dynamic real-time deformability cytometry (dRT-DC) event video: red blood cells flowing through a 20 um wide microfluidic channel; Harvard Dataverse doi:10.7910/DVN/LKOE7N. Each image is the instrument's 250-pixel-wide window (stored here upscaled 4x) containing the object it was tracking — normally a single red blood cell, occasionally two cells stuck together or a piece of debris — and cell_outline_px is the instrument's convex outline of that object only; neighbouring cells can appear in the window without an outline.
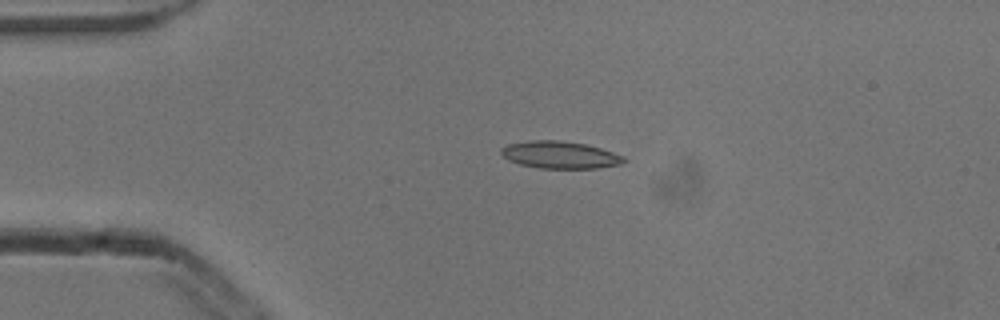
{"species": "common noctule bat (a hibernating species)", "species_latin": "Nyctalus noctula", "temperature_condition": "cold", "stored_images_in_passage": 4, "camera_frame_rate_fps": 3000, "um_per_image_px": 0.085, "animal": {"sex": "male", "body_mass_g": 13.3}, "frame": {"image": 1, "passage_image": 3, "time_ms": 0.667, "image_size_px": [1000, 320], "cell_outline_px": [[628, 160], [620, 164], [596, 168], [540, 168], [520, 164], [508, 160], [500, 152], [500, 148], [508, 144], [532, 140], [560, 140], [584, 144], [600, 148], [624, 156]], "centroid_in_image_um": [47.59, 13.16], "position_along_channel_um": 37.4, "area_um2": 19.36}}